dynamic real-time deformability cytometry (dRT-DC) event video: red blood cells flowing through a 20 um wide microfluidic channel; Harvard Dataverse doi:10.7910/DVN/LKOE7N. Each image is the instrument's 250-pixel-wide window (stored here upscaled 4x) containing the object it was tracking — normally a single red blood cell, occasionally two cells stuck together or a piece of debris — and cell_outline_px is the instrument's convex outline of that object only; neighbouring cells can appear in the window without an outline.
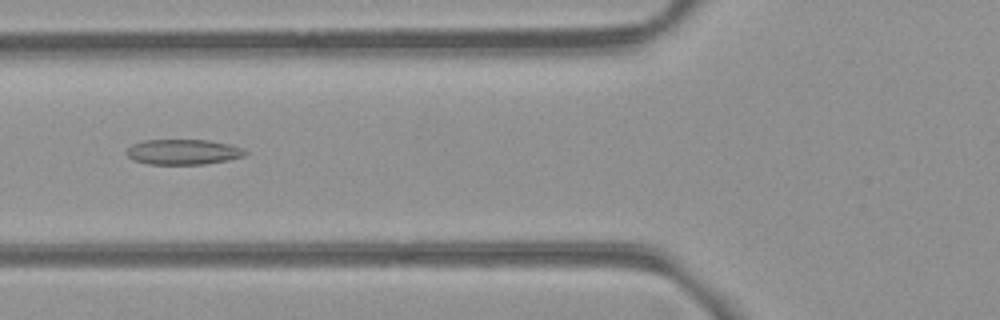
{"species": "common noctule bat (a hibernating species)", "species_latin": "Nyctalus noctula", "temperature_condition": "room temperature", "stored_images_in_passage": 6, "camera_frame_rate_fps": 3000, "um_per_image_px": 0.085, "animal": {"sex": "female", "body_mass_g": 21.9}, "frame": {"image": 1, "passage_image": 6, "time_ms": 6.333, "image_size_px": [1000, 320], "cell_outline_px": [[248, 152], [244, 156], [228, 160], [204, 164], [148, 164], [132, 160], [124, 152], [132, 144], [144, 140], [208, 140], [228, 144], [244, 148]], "centroid_in_image_um": [15.55, 12.91], "position_along_channel_um": 110.2, "area_um2": 17.57}}